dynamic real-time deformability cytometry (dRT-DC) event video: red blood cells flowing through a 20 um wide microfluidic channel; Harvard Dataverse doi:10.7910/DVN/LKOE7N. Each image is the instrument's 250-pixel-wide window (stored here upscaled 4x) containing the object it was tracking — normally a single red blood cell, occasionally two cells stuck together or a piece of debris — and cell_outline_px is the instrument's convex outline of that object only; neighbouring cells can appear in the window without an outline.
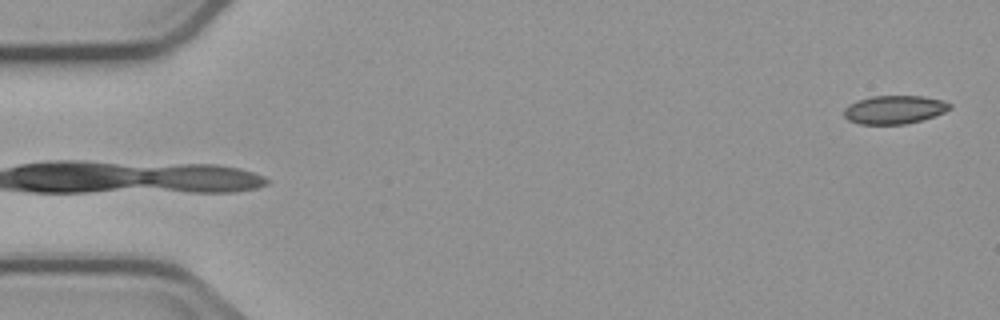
{"species": "common noctule bat (a hibernating species)", "species_latin": "Nyctalus noctula", "temperature_condition": "cold", "stored_images_in_passage": 4, "camera_frame_rate_fps": 3000, "um_per_image_px": 0.085, "animal": {"sex": "male", "body_mass_g": 23.1, "forearm_length_mm": 52.7}, "frame": {"image": 1, "passage_image": 4, "time_ms": 3.667, "image_size_px": [1000, 320], "cell_outline_px": [[952, 108], [944, 112], [920, 120], [904, 124], [860, 124], [848, 120], [844, 116], [844, 108], [848, 104], [872, 96], [924, 96], [944, 100], [952, 104]], "centroid_in_image_um": [76.03, 9.31], "position_along_channel_um": 9.0, "area_um2": 17.46}}